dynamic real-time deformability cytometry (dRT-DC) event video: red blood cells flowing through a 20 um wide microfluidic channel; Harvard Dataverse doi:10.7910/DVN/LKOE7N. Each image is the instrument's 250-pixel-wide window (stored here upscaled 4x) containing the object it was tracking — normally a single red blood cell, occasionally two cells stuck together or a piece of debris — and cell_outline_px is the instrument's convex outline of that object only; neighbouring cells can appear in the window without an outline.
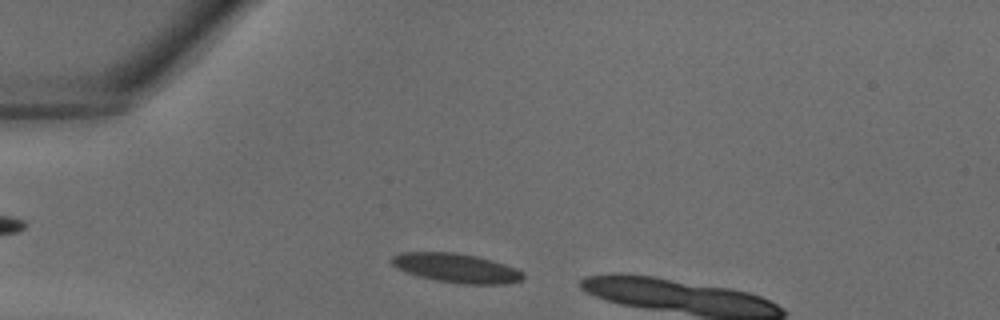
{"species": "common noctule bat (a hibernating species)", "species_latin": "Nyctalus noctula", "temperature_condition": "warm", "stored_images_in_passage": 8, "camera_frame_rate_fps": 3000, "um_per_image_px": 0.085, "animal": {"sex": "male", "body_mass_g": 18.8}, "frame": {"image": 1, "passage_image": 3, "time_ms": 0.667, "image_size_px": [1000, 320], "cell_outline_px": [[524, 280], [504, 284], [460, 284], [436, 280], [420, 276], [396, 268], [388, 260], [392, 256], [400, 252], [456, 252], [476, 256], [492, 260], [516, 268], [524, 272]], "centroid_in_image_um": [38.79, 22.78], "position_along_channel_um": 46.2, "area_um2": 22.48}}
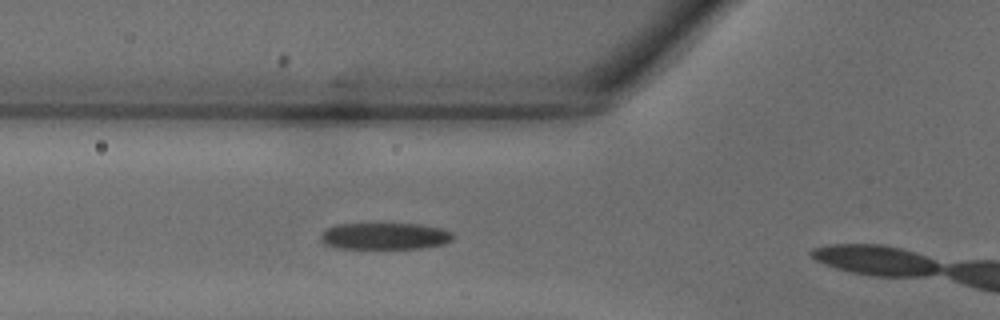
{"frame": {"image": 2, "passage_image": 7, "time_ms": 2.0, "image_size_px": [1000, 320], "cell_outline_px": [[452, 240], [444, 244], [424, 248], [336, 248], [324, 244], [320, 240], [320, 236], [328, 228], [336, 224], [420, 224], [444, 228], [452, 232]], "centroid_in_image_um": [32.73, 20.07], "position_along_channel_um": 93.1, "area_um2": 20.63}}